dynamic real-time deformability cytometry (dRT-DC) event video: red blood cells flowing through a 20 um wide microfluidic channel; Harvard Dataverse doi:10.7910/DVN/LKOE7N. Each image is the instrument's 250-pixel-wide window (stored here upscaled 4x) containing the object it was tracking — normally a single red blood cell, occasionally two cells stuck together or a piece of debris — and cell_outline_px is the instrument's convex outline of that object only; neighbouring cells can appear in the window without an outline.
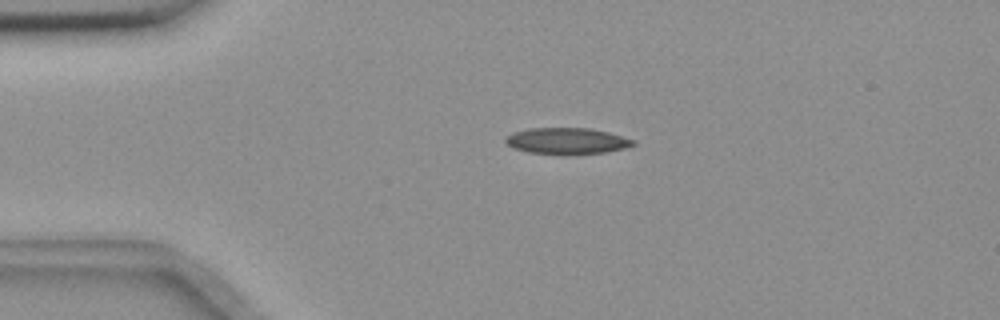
{"species": "common noctule bat (a hibernating species)", "species_latin": "Nyctalus noctula", "temperature_condition": "room temperature", "stored_images_in_passage": 44, "camera_frame_rate_fps": 3000, "um_per_image_px": 0.085, "animal": {"sex": "female", "body_mass_g": 18.4}, "frame": {"image": 1, "passage_image": 1, "time_ms": 0.0, "image_size_px": [1000, 320], "cell_outline_px": [[636, 144], [624, 148], [608, 152], [528, 152], [512, 148], [504, 140], [504, 136], [512, 132], [528, 128], [588, 128], [608, 132], [636, 140]], "centroid_in_image_um": [48.16, 11.94], "position_along_channel_um": 36.8, "area_um2": 18.96}}
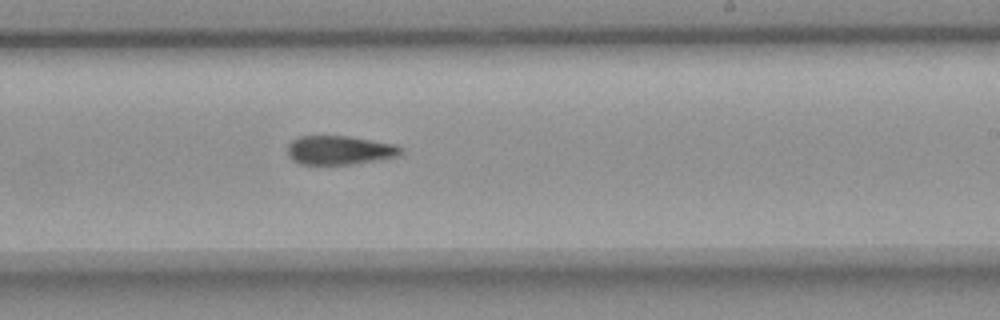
{"frame": {"image": 2, "passage_image": 22, "time_ms": 7.0, "image_size_px": [1000, 320], "cell_outline_px": [[404, 152], [400, 156], [380, 160], [352, 164], [300, 164], [292, 160], [288, 156], [288, 144], [292, 140], [300, 136], [348, 136], [396, 144]], "centroid_in_image_um": [28.89, 12.77], "position_along_channel_um": 260.1, "area_um2": 19.25}}
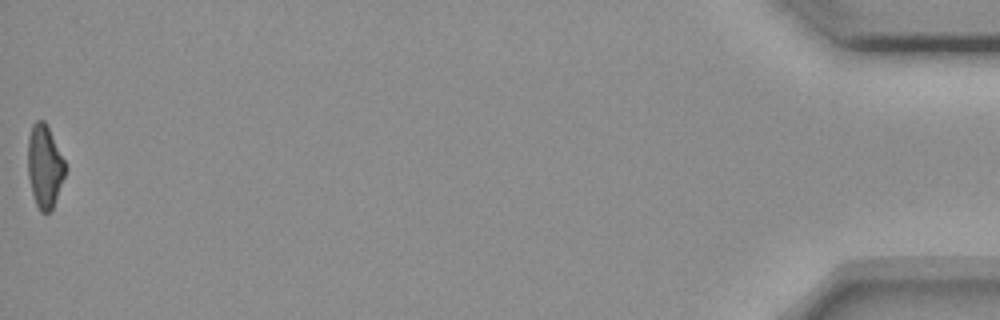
{"frame": {"image": 3, "passage_image": 44, "time_ms": 14.333, "image_size_px": [1000, 320], "cell_outline_px": [[64, 176], [52, 208], [48, 212], [40, 212], [36, 204], [32, 192], [28, 176], [28, 136], [32, 124], [36, 120], [44, 120], [64, 160]], "centroid_in_image_um": [3.75, 14.12], "position_along_channel_um": 431.4, "area_um2": 17.57}, "authors_computed_cell_mechanics": {"area_um2": 19.363, "velocity_mm_per_s": 3.6902, "shape_relaxation_time_tau1_ms": null, "shape_relaxation_time_tau2_ms": 7.5324, "deformation_change_tau1": null, "deformation_change_tau2": 0.1746}}